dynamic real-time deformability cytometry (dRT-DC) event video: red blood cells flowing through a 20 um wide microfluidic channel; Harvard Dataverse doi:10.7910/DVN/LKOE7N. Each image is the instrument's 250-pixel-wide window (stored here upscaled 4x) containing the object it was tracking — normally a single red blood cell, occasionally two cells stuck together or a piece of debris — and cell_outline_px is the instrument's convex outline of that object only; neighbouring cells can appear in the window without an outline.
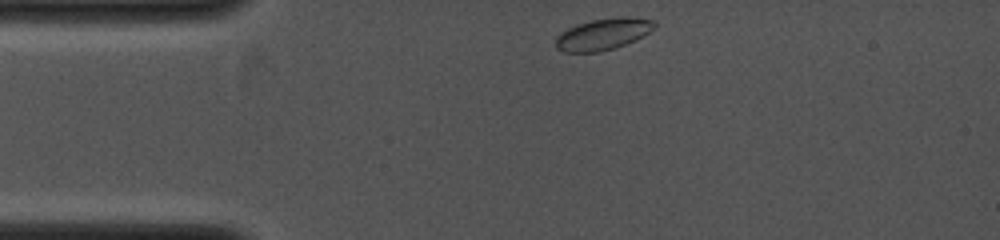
{"species": "common noctule bat (a hibernating species)", "species_latin": "Nyctalus noctula", "temperature_condition": "cold", "stored_images_in_passage": 10, "camera_frame_rate_fps": 4000, "um_per_image_px": 0.085, "animal": {"sex": "female", "body_mass_g": 19.0, "forearm_length_mm": 53.3}, "frame": {"image": 1, "passage_image": 1, "time_ms": 0.0, "image_size_px": [1000, 240], "cell_outline_px": [[656, 28], [616, 48], [600, 52], [564, 52], [556, 48], [556, 36], [560, 32], [576, 24], [592, 20], [620, 16], [628, 16], [652, 20], [656, 24]], "centroid_in_image_um": [51.22, 2.89], "position_along_channel_um": 33.8, "area_um2": 18.09}}
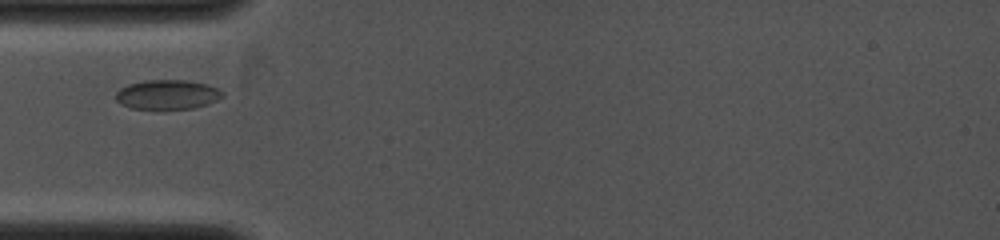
{"frame": {"image": 2, "passage_image": 6, "time_ms": 1.5, "image_size_px": [1000, 240], "cell_outline_px": [[224, 96], [208, 104], [192, 108], [132, 108], [120, 104], [116, 100], [116, 92], [120, 88], [128, 84], [148, 80], [184, 80], [204, 84], [216, 88], [224, 92]], "centroid_in_image_um": [14.21, 8.03], "position_along_channel_um": 70.8, "area_um2": 18.03}}
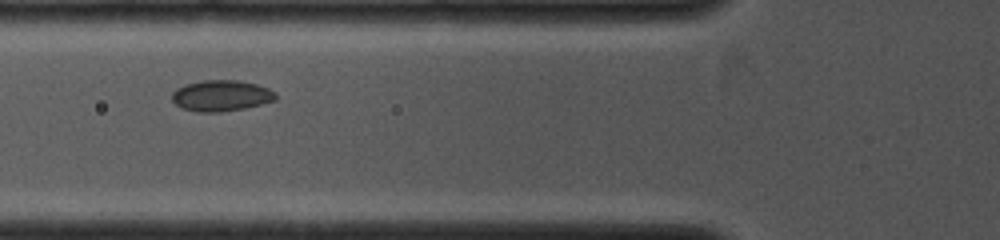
{"frame": {"image": 3, "passage_image": 9, "time_ms": 2.25, "image_size_px": [1000, 240], "cell_outline_px": [[276, 100], [244, 108], [220, 112], [196, 112], [180, 108], [172, 100], [172, 92], [176, 88], [184, 84], [204, 80], [236, 80], [256, 84], [268, 88], [276, 92]], "centroid_in_image_um": [18.77, 8.13], "position_along_channel_um": 107.0, "area_um2": 18.84}}